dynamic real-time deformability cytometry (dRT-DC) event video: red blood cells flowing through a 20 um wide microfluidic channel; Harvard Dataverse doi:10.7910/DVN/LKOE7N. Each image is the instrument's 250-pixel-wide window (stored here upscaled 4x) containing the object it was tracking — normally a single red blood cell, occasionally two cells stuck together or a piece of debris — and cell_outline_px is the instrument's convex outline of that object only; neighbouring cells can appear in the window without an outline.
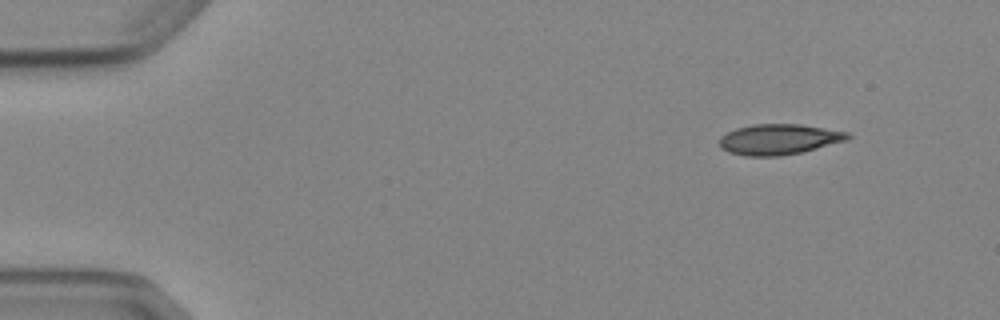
{"species": "Egyptian fruit bat (a non-hibernating species)", "species_latin": "Rousettus aegyptiacus", "temperature_condition": "cold", "stored_images_in_passage": 3, "camera_frame_rate_fps": 3000, "um_per_image_px": 0.085, "animal": {"sex": "female"}, "frame": {"image": 1, "passage_image": 1, "time_ms": 0.0, "image_size_px": [1000, 320], "cell_outline_px": [[852, 136], [848, 140], [800, 152], [780, 156], [744, 156], [728, 152], [720, 148], [720, 136], [736, 128], [752, 124], [800, 124], [848, 132]], "centroid_in_image_um": [66.19, 11.84], "position_along_channel_um": 18.8, "area_um2": 22.83}}